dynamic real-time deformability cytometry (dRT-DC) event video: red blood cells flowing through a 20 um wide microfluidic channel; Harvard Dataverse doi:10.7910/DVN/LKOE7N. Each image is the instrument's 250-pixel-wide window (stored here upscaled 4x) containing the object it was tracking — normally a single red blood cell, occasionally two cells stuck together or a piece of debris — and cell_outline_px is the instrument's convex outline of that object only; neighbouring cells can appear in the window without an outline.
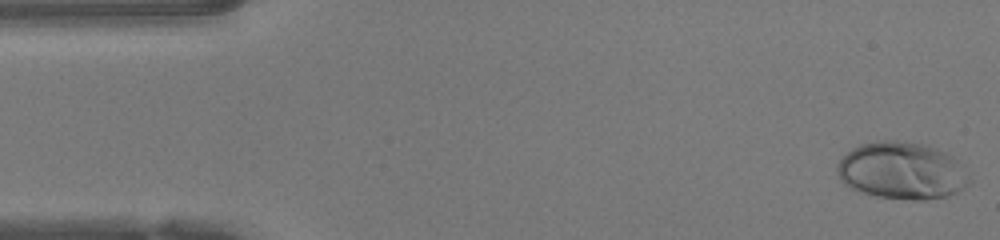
{"species": "human", "species_latin": "Homo sapiens", "temperature_condition": "warm", "stored_images_in_passage": 47, "camera_frame_rate_fps": 3000, "um_per_image_px": 0.085, "donor": {"sex": "female"}, "frame": {"image": 1, "passage_image": 1, "time_ms": 0.0, "image_size_px": [1000, 240], "cell_outline_px": [[972, 180], [968, 184], [956, 192], [948, 196], [924, 200], [912, 200], [876, 196], [852, 188], [844, 184], [840, 180], [836, 168], [836, 164], [852, 148], [860, 144], [876, 140], [896, 140], [924, 144], [936, 148], [952, 156], [956, 160]], "centroid_in_image_um": [76.64, 14.5], "position_along_channel_um": 8.4, "area_um2": 43.99}}
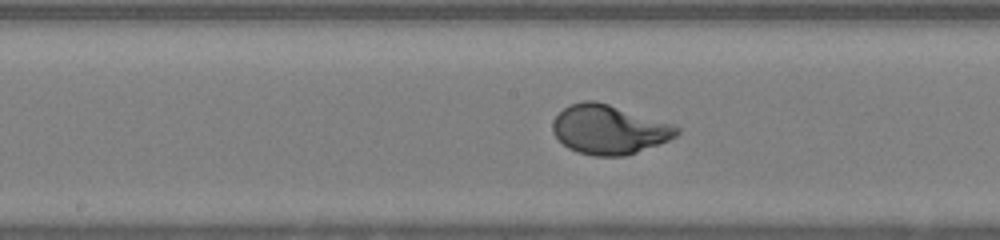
{"frame": {"image": 2, "passage_image": 23, "time_ms": 7.333, "image_size_px": [1000, 240], "cell_outline_px": [[680, 132], [676, 136], [668, 140], [636, 152], [624, 156], [592, 156], [576, 152], [568, 148], [552, 132], [552, 120], [568, 104], [584, 100], [596, 100], [672, 124], [680, 128]], "centroid_in_image_um": [51.73, 11.01], "position_along_channel_um": 196.5, "area_um2": 35.49}}
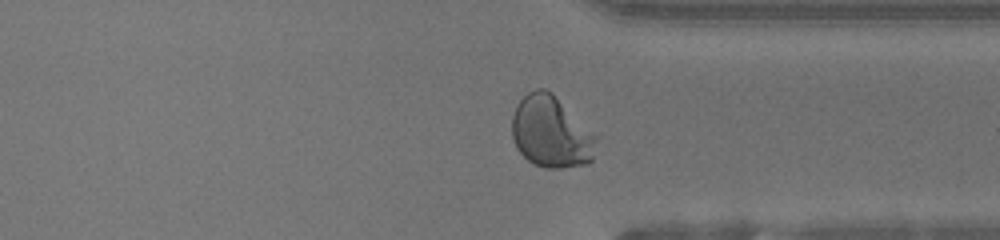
{"frame": {"image": 3, "passage_image": 35, "time_ms": 11.333, "image_size_px": [1000, 240], "cell_outline_px": [[600, 136], [592, 160], [588, 164], [560, 168], [544, 168], [532, 164], [516, 148], [512, 136], [512, 116], [516, 104], [528, 92], [536, 88], [544, 88], [552, 92]], "centroid_in_image_um": [46.88, 11.22], "position_along_channel_um": 364.5, "area_um2": 36.07}, "authors_computed_cell_mechanics": {"area_um2": 35.9516, "velocity_mm_per_s": 4.2269, "shape_relaxation_time_tau1_ms": 2.9187, "shape_relaxation_time_tau2_ms": null, "deformation_change_tau1": 0.2023, "deformation_change_tau2": null}}